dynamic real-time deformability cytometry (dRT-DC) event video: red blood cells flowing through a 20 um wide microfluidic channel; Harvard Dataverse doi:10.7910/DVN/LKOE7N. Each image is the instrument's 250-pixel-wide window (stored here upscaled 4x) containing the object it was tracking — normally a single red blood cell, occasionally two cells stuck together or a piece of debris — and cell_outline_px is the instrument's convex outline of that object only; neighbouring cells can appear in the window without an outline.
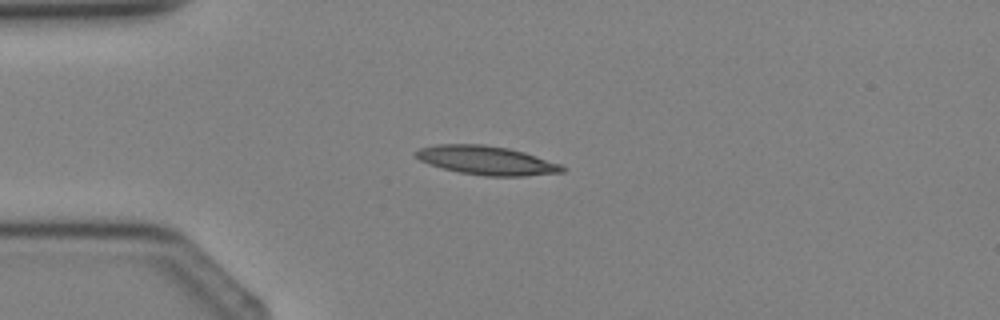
{"species": "Egyptian fruit bat (a non-hibernating species)", "species_latin": "Rousettus aegyptiacus", "temperature_condition": "cold", "stored_images_in_passage": 3, "camera_frame_rate_fps": 3000, "um_per_image_px": 0.085, "animal": {"sex": "female"}, "frame": {"image": 1, "passage_image": 3, "time_ms": 3.0, "image_size_px": [1000, 320], "cell_outline_px": [[568, 168], [564, 172], [524, 176], [488, 176], [460, 172], [428, 164], [420, 160], [412, 152], [420, 148], [436, 144], [484, 144], [508, 148], [524, 152], [560, 164]], "centroid_in_image_um": [41.36, 13.62], "position_along_channel_um": 43.6, "area_um2": 24.57}}